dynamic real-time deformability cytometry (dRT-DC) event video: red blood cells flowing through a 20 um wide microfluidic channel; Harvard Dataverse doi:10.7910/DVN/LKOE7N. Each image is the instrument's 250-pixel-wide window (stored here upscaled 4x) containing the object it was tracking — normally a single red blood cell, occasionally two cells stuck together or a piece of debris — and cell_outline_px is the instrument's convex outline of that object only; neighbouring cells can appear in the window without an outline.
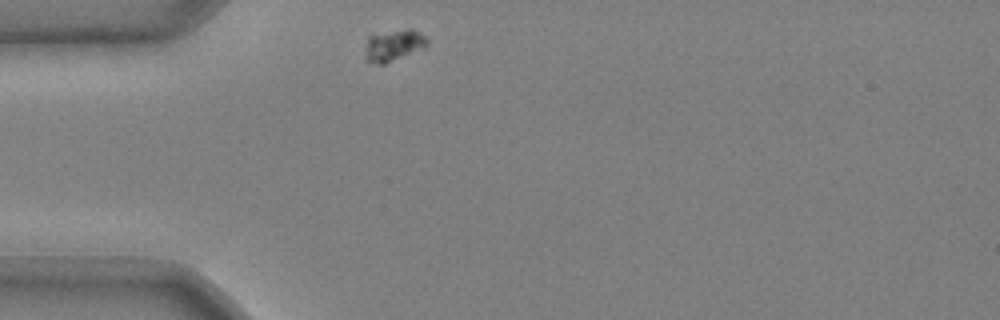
{"species": "common noctule bat (a hibernating species)", "species_latin": "Nyctalus noctula", "temperature_condition": "cold", "stored_images_in_passage": 32, "camera_frame_rate_fps": 3000, "um_per_image_px": 0.085, "animal": {"sex": "male", "body_mass_g": 20.4}, "frame": {"image": 1, "passage_image": 1, "time_ms": 0.0, "image_size_px": [1000, 320], "cell_outline_px": [[428, 44], [420, 48], [384, 64], [380, 64], [368, 60], [364, 56], [368, 36], [408, 28], [412, 28], [420, 32], [428, 40]], "centroid_in_image_um": [33.44, 3.82], "position_along_channel_um": 51.6, "area_um2": 10.92}}
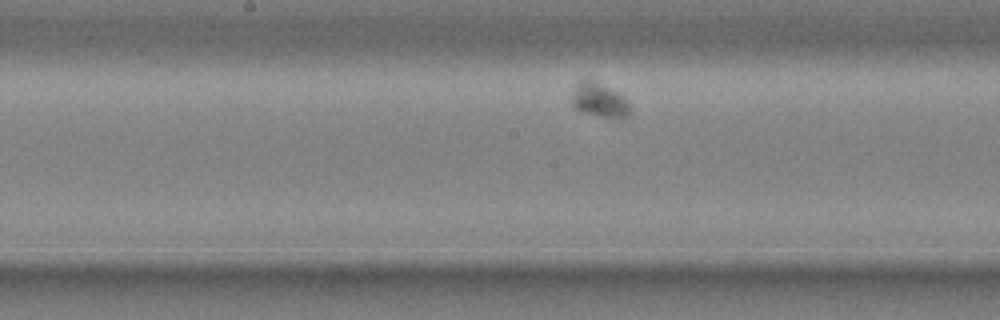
{"frame": {"image": 2, "passage_image": 15, "time_ms": 4.667, "image_size_px": [1000, 320], "cell_outline_px": [[628, 116], [624, 120], [600, 116], [580, 112], [572, 104], [572, 92], [576, 84], [580, 80], [588, 76], [616, 92], [628, 104]], "centroid_in_image_um": [50.88, 8.5], "position_along_channel_um": 197.3, "area_um2": 11.68}}
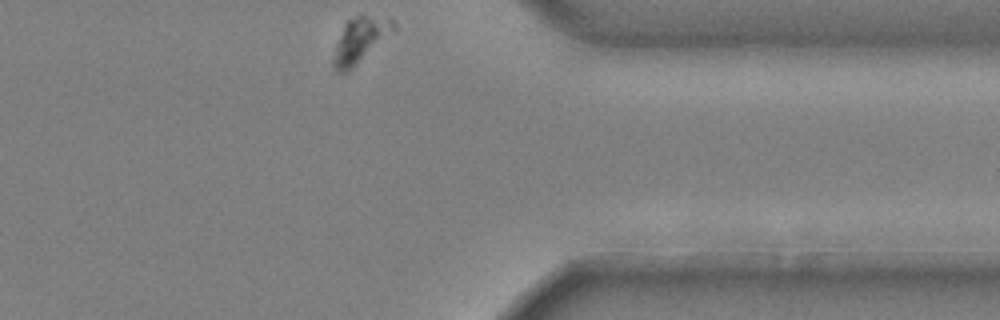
{"frame": {"image": 3, "passage_image": 32, "time_ms": 10.333, "image_size_px": [1000, 320], "cell_outline_px": [[380, 32], [352, 68], [344, 72], [336, 72], [332, 68], [332, 60], [336, 44], [344, 24], [348, 20], [356, 16], [364, 16], [372, 20]], "centroid_in_image_um": [30.04, 3.62], "position_along_channel_um": 381.4, "area_um2": 11.73}, "authors_computed_cell_mechanics": {"area_um2": 11.5889, "velocity_mm_per_s": 3.3908, "shape_relaxation_time_tau1_ms": 3.1135, "shape_relaxation_time_tau2_ms": null, "deformation_change_tau1": 0.0662, "deformation_change_tau2": null}}